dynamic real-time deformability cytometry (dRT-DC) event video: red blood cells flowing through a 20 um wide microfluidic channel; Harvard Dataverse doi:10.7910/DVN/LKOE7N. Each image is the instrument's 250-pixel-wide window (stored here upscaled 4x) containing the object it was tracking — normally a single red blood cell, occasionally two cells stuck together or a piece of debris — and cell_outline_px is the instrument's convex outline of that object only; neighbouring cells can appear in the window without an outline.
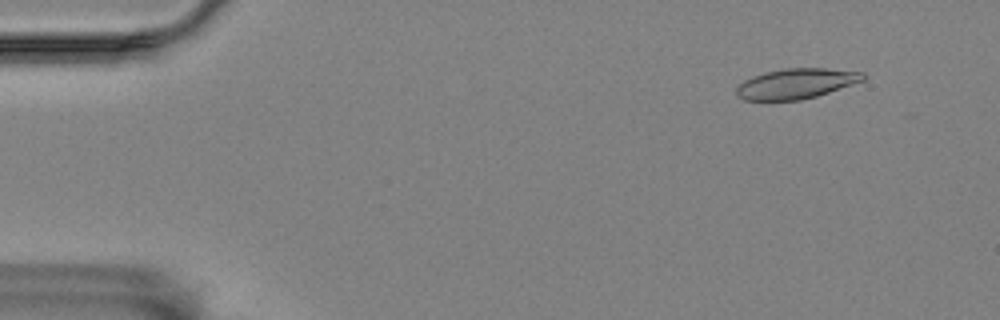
{"species": "Egyptian fruit bat (a non-hibernating species)", "species_latin": "Rousettus aegyptiacus", "temperature_condition": "room temperature", "stored_images_in_passage": 5, "camera_frame_rate_fps": 3000, "um_per_image_px": 0.085, "animal": {"sex": "female"}, "frame": {"image": 1, "passage_image": 2, "time_ms": 1.333, "image_size_px": [1000, 320], "cell_outline_px": [[868, 76], [864, 80], [816, 96], [800, 100], [744, 100], [736, 96], [736, 88], [744, 80], [752, 76], [764, 72], [784, 68], [824, 68], [864, 72]], "centroid_in_image_um": [67.66, 7.1], "position_along_channel_um": 17.3, "area_um2": 22.31}}
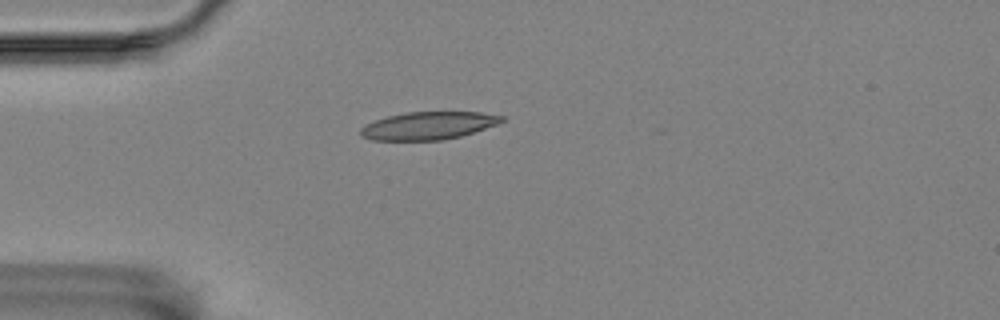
{"frame": {"image": 2, "passage_image": 5, "time_ms": 4.667, "image_size_px": [1000, 320], "cell_outline_px": [[504, 120], [496, 124], [460, 136], [444, 140], [372, 140], [360, 136], [360, 128], [364, 124], [388, 116], [404, 112], [480, 112], [504, 116]], "centroid_in_image_um": [36.35, 10.68], "position_along_channel_um": 48.6, "area_um2": 22.72}}